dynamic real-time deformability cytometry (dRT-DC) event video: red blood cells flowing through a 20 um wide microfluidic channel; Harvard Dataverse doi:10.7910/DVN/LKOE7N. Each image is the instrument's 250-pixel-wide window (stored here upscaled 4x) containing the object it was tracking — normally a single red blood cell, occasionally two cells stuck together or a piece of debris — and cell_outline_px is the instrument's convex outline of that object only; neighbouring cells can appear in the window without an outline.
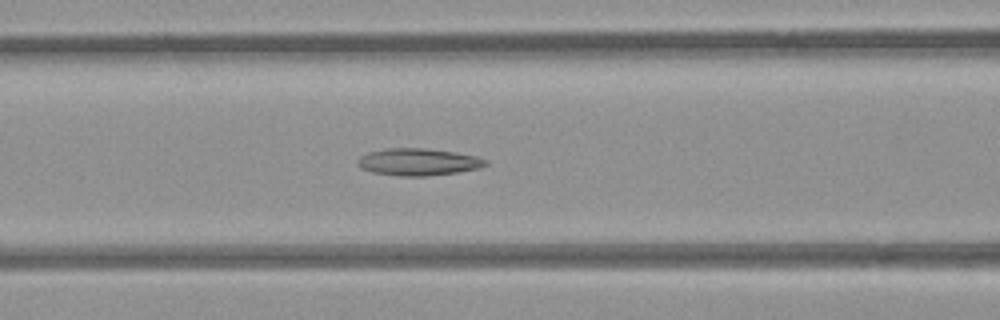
{"species": "common noctule bat (a hibernating species)", "species_latin": "Nyctalus noctula", "temperature_condition": "room temperature", "stored_images_in_passage": 53, "camera_frame_rate_fps": 3000, "um_per_image_px": 0.085, "animal": {"sex": "female", "body_mass_g": 21.9}, "frame": {"image": 1, "passage_image": 22, "time_ms": 7.0, "image_size_px": [1000, 320], "cell_outline_px": [[488, 164], [480, 168], [456, 172], [428, 176], [400, 176], [372, 172], [360, 168], [356, 164], [356, 160], [360, 156], [368, 152], [388, 148], [424, 148], [456, 152], [476, 156], [488, 160]], "centroid_in_image_um": [35.53, 13.76], "position_along_channel_um": 131.1, "area_um2": 20.35}}
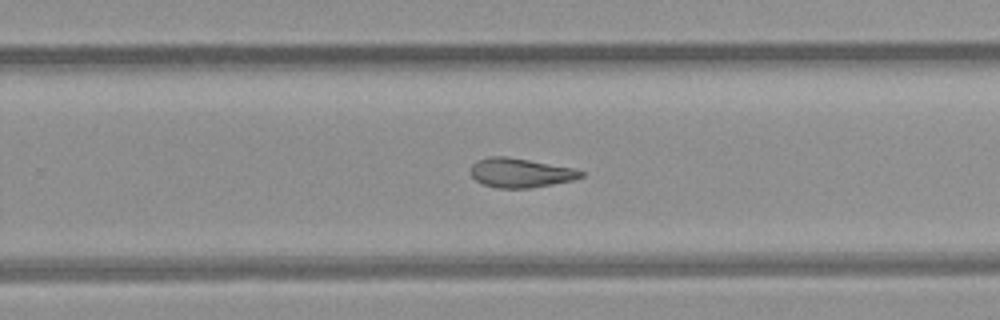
{"frame": {"image": 2, "passage_image": 34, "time_ms": 11.0, "image_size_px": [1000, 320], "cell_outline_px": [[584, 176], [572, 180], [532, 188], [496, 188], [484, 184], [476, 180], [472, 176], [472, 164], [476, 160], [488, 156], [508, 156], [572, 168], [584, 172]], "centroid_in_image_um": [44.22, 14.68], "position_along_channel_um": 285.6, "area_um2": 18.73}}
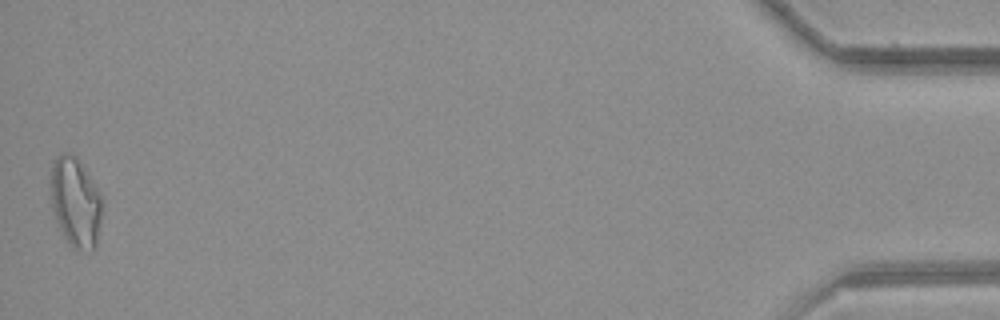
{"frame": {"image": 3, "passage_image": 53, "time_ms": 17.333, "image_size_px": [1000, 320], "cell_outline_px": [[100, 220], [96, 244], [92, 252], [72, 248], [64, 236], [56, 220], [52, 208], [52, 160], [64, 152], [68, 152], [76, 156], [92, 180], [100, 196]], "centroid_in_image_um": [6.4, 17.2], "position_along_channel_um": 428.8, "area_um2": 26.24}, "authors_computed_cell_mechanics": {"area_um2": 20.4612, "velocity_mm_per_s": 3.8704, "shape_relaxation_time_tau1_ms": null, "shape_relaxation_time_tau2_ms": 6.6147, "deformation_change_tau1": null, "deformation_change_tau2": 0.1679}}